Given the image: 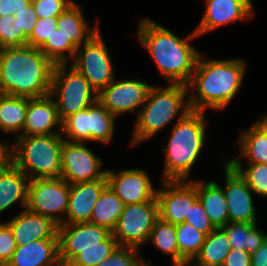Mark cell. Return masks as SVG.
Returning a JSON list of instances; mask_svg holds the SVG:
<instances>
[{"instance_id":"1","label":"cell","mask_w":267,"mask_h":266,"mask_svg":"<svg viewBox=\"0 0 267 266\" xmlns=\"http://www.w3.org/2000/svg\"><path fill=\"white\" fill-rule=\"evenodd\" d=\"M138 24V40L151 54L163 78L169 84L187 85L201 54L190 43L198 36L195 31L183 39L149 18H140Z\"/></svg>"},{"instance_id":"2","label":"cell","mask_w":267,"mask_h":266,"mask_svg":"<svg viewBox=\"0 0 267 266\" xmlns=\"http://www.w3.org/2000/svg\"><path fill=\"white\" fill-rule=\"evenodd\" d=\"M54 66L39 48L4 47L0 52V93L30 99L48 96Z\"/></svg>"},{"instance_id":"3","label":"cell","mask_w":267,"mask_h":266,"mask_svg":"<svg viewBox=\"0 0 267 266\" xmlns=\"http://www.w3.org/2000/svg\"><path fill=\"white\" fill-rule=\"evenodd\" d=\"M244 59H206L200 54L190 82L191 110L221 111L227 107L241 87L246 62ZM191 87H194L193 89Z\"/></svg>"},{"instance_id":"4","label":"cell","mask_w":267,"mask_h":266,"mask_svg":"<svg viewBox=\"0 0 267 266\" xmlns=\"http://www.w3.org/2000/svg\"><path fill=\"white\" fill-rule=\"evenodd\" d=\"M206 120L204 112L191 110L175 121L167 145L162 148L165 155L162 181L189 180L205 142Z\"/></svg>"},{"instance_id":"5","label":"cell","mask_w":267,"mask_h":266,"mask_svg":"<svg viewBox=\"0 0 267 266\" xmlns=\"http://www.w3.org/2000/svg\"><path fill=\"white\" fill-rule=\"evenodd\" d=\"M189 93L184 84H169L163 88L152 85L145 103L137 110L131 146L151 139L175 117L179 120L189 113Z\"/></svg>"},{"instance_id":"6","label":"cell","mask_w":267,"mask_h":266,"mask_svg":"<svg viewBox=\"0 0 267 266\" xmlns=\"http://www.w3.org/2000/svg\"><path fill=\"white\" fill-rule=\"evenodd\" d=\"M10 144V161L31 180L61 178L62 134L18 136Z\"/></svg>"},{"instance_id":"7","label":"cell","mask_w":267,"mask_h":266,"mask_svg":"<svg viewBox=\"0 0 267 266\" xmlns=\"http://www.w3.org/2000/svg\"><path fill=\"white\" fill-rule=\"evenodd\" d=\"M67 67L68 64H56L51 80L50 96H55L61 122L97 101V93L87 79L72 65Z\"/></svg>"},{"instance_id":"8","label":"cell","mask_w":267,"mask_h":266,"mask_svg":"<svg viewBox=\"0 0 267 266\" xmlns=\"http://www.w3.org/2000/svg\"><path fill=\"white\" fill-rule=\"evenodd\" d=\"M115 118L98 100L85 110L67 117L62 122V137L71 142L110 143L115 129ZM64 135V136H63Z\"/></svg>"},{"instance_id":"9","label":"cell","mask_w":267,"mask_h":266,"mask_svg":"<svg viewBox=\"0 0 267 266\" xmlns=\"http://www.w3.org/2000/svg\"><path fill=\"white\" fill-rule=\"evenodd\" d=\"M69 197L70 184L63 178H34L29 181L26 208L59 226L64 224Z\"/></svg>"},{"instance_id":"10","label":"cell","mask_w":267,"mask_h":266,"mask_svg":"<svg viewBox=\"0 0 267 266\" xmlns=\"http://www.w3.org/2000/svg\"><path fill=\"white\" fill-rule=\"evenodd\" d=\"M105 44L100 30L97 31L82 47H77L70 64L87 79L97 94L115 79L114 64Z\"/></svg>"},{"instance_id":"11","label":"cell","mask_w":267,"mask_h":266,"mask_svg":"<svg viewBox=\"0 0 267 266\" xmlns=\"http://www.w3.org/2000/svg\"><path fill=\"white\" fill-rule=\"evenodd\" d=\"M158 218L159 205L156 197L148 202L124 205L112 235L119 246L139 249L148 242Z\"/></svg>"},{"instance_id":"12","label":"cell","mask_w":267,"mask_h":266,"mask_svg":"<svg viewBox=\"0 0 267 266\" xmlns=\"http://www.w3.org/2000/svg\"><path fill=\"white\" fill-rule=\"evenodd\" d=\"M103 161L90 150L85 142H71L64 139L61 150L62 176L70 185L106 179Z\"/></svg>"},{"instance_id":"13","label":"cell","mask_w":267,"mask_h":266,"mask_svg":"<svg viewBox=\"0 0 267 266\" xmlns=\"http://www.w3.org/2000/svg\"><path fill=\"white\" fill-rule=\"evenodd\" d=\"M159 217L174 225L183 223L190 212V207L198 199L197 187L192 181H163L157 189Z\"/></svg>"},{"instance_id":"14","label":"cell","mask_w":267,"mask_h":266,"mask_svg":"<svg viewBox=\"0 0 267 266\" xmlns=\"http://www.w3.org/2000/svg\"><path fill=\"white\" fill-rule=\"evenodd\" d=\"M112 232L90 222L58 226L59 259L66 266L84 248L99 246Z\"/></svg>"},{"instance_id":"15","label":"cell","mask_w":267,"mask_h":266,"mask_svg":"<svg viewBox=\"0 0 267 266\" xmlns=\"http://www.w3.org/2000/svg\"><path fill=\"white\" fill-rule=\"evenodd\" d=\"M152 85L138 80L114 79L97 94V100L115 116L135 111L146 101Z\"/></svg>"},{"instance_id":"16","label":"cell","mask_w":267,"mask_h":266,"mask_svg":"<svg viewBox=\"0 0 267 266\" xmlns=\"http://www.w3.org/2000/svg\"><path fill=\"white\" fill-rule=\"evenodd\" d=\"M107 185L122 200L124 205L148 202L156 197L146 170L143 168L123 169L119 172L106 171Z\"/></svg>"},{"instance_id":"17","label":"cell","mask_w":267,"mask_h":266,"mask_svg":"<svg viewBox=\"0 0 267 266\" xmlns=\"http://www.w3.org/2000/svg\"><path fill=\"white\" fill-rule=\"evenodd\" d=\"M225 188L223 189L229 215V222L257 223L256 210L254 207V193L228 163L224 165Z\"/></svg>"},{"instance_id":"18","label":"cell","mask_w":267,"mask_h":266,"mask_svg":"<svg viewBox=\"0 0 267 266\" xmlns=\"http://www.w3.org/2000/svg\"><path fill=\"white\" fill-rule=\"evenodd\" d=\"M205 14L194 31L199 36L221 26L248 20L253 11L252 0H205Z\"/></svg>"},{"instance_id":"19","label":"cell","mask_w":267,"mask_h":266,"mask_svg":"<svg viewBox=\"0 0 267 266\" xmlns=\"http://www.w3.org/2000/svg\"><path fill=\"white\" fill-rule=\"evenodd\" d=\"M54 127H58L54 129ZM62 122L54 97L28 98L25 123L19 136H45L61 134Z\"/></svg>"},{"instance_id":"20","label":"cell","mask_w":267,"mask_h":266,"mask_svg":"<svg viewBox=\"0 0 267 266\" xmlns=\"http://www.w3.org/2000/svg\"><path fill=\"white\" fill-rule=\"evenodd\" d=\"M5 223L10 227L17 247L34 240L59 239L57 224L27 208Z\"/></svg>"},{"instance_id":"21","label":"cell","mask_w":267,"mask_h":266,"mask_svg":"<svg viewBox=\"0 0 267 266\" xmlns=\"http://www.w3.org/2000/svg\"><path fill=\"white\" fill-rule=\"evenodd\" d=\"M106 186L107 179L71 184L64 224L90 222L92 209Z\"/></svg>"},{"instance_id":"22","label":"cell","mask_w":267,"mask_h":266,"mask_svg":"<svg viewBox=\"0 0 267 266\" xmlns=\"http://www.w3.org/2000/svg\"><path fill=\"white\" fill-rule=\"evenodd\" d=\"M6 266H62L59 239L34 240L18 246Z\"/></svg>"},{"instance_id":"23","label":"cell","mask_w":267,"mask_h":266,"mask_svg":"<svg viewBox=\"0 0 267 266\" xmlns=\"http://www.w3.org/2000/svg\"><path fill=\"white\" fill-rule=\"evenodd\" d=\"M29 181L11 161L0 169V214L17 201L26 208Z\"/></svg>"},{"instance_id":"24","label":"cell","mask_w":267,"mask_h":266,"mask_svg":"<svg viewBox=\"0 0 267 266\" xmlns=\"http://www.w3.org/2000/svg\"><path fill=\"white\" fill-rule=\"evenodd\" d=\"M197 187V197L215 228L229 222L228 208L223 187L215 181L192 180Z\"/></svg>"},{"instance_id":"25","label":"cell","mask_w":267,"mask_h":266,"mask_svg":"<svg viewBox=\"0 0 267 266\" xmlns=\"http://www.w3.org/2000/svg\"><path fill=\"white\" fill-rule=\"evenodd\" d=\"M56 26L76 47L85 44L100 30L98 21L95 27L89 26L80 5L75 2L57 17Z\"/></svg>"},{"instance_id":"26","label":"cell","mask_w":267,"mask_h":266,"mask_svg":"<svg viewBox=\"0 0 267 266\" xmlns=\"http://www.w3.org/2000/svg\"><path fill=\"white\" fill-rule=\"evenodd\" d=\"M257 227V223L228 222L222 229L227 234L232 249L252 254L267 239V233Z\"/></svg>"},{"instance_id":"27","label":"cell","mask_w":267,"mask_h":266,"mask_svg":"<svg viewBox=\"0 0 267 266\" xmlns=\"http://www.w3.org/2000/svg\"><path fill=\"white\" fill-rule=\"evenodd\" d=\"M231 250L225 231L216 228L206 236L200 252L188 266H223Z\"/></svg>"},{"instance_id":"28","label":"cell","mask_w":267,"mask_h":266,"mask_svg":"<svg viewBox=\"0 0 267 266\" xmlns=\"http://www.w3.org/2000/svg\"><path fill=\"white\" fill-rule=\"evenodd\" d=\"M28 98L0 93V130L18 137L25 123Z\"/></svg>"},{"instance_id":"29","label":"cell","mask_w":267,"mask_h":266,"mask_svg":"<svg viewBox=\"0 0 267 266\" xmlns=\"http://www.w3.org/2000/svg\"><path fill=\"white\" fill-rule=\"evenodd\" d=\"M123 208L122 200L107 185L92 209L90 223L105 227L112 232L123 212Z\"/></svg>"},{"instance_id":"30","label":"cell","mask_w":267,"mask_h":266,"mask_svg":"<svg viewBox=\"0 0 267 266\" xmlns=\"http://www.w3.org/2000/svg\"><path fill=\"white\" fill-rule=\"evenodd\" d=\"M237 145L241 158L233 157L231 160L246 158L249 163H267V136L254 124L240 134Z\"/></svg>"},{"instance_id":"31","label":"cell","mask_w":267,"mask_h":266,"mask_svg":"<svg viewBox=\"0 0 267 266\" xmlns=\"http://www.w3.org/2000/svg\"><path fill=\"white\" fill-rule=\"evenodd\" d=\"M148 241L162 253L171 256L172 266H180L176 225L166 222L159 217L155 221Z\"/></svg>"},{"instance_id":"32","label":"cell","mask_w":267,"mask_h":266,"mask_svg":"<svg viewBox=\"0 0 267 266\" xmlns=\"http://www.w3.org/2000/svg\"><path fill=\"white\" fill-rule=\"evenodd\" d=\"M176 235L180 266H188L200 252L206 235L187 222L176 225Z\"/></svg>"},{"instance_id":"33","label":"cell","mask_w":267,"mask_h":266,"mask_svg":"<svg viewBox=\"0 0 267 266\" xmlns=\"http://www.w3.org/2000/svg\"><path fill=\"white\" fill-rule=\"evenodd\" d=\"M39 49L56 65L69 64L68 60L74 59L77 47L57 28Z\"/></svg>"},{"instance_id":"34","label":"cell","mask_w":267,"mask_h":266,"mask_svg":"<svg viewBox=\"0 0 267 266\" xmlns=\"http://www.w3.org/2000/svg\"><path fill=\"white\" fill-rule=\"evenodd\" d=\"M228 163L245 180L254 193L267 198V163H248L247 168L243 167V162L240 160H229Z\"/></svg>"},{"instance_id":"35","label":"cell","mask_w":267,"mask_h":266,"mask_svg":"<svg viewBox=\"0 0 267 266\" xmlns=\"http://www.w3.org/2000/svg\"><path fill=\"white\" fill-rule=\"evenodd\" d=\"M112 233L99 246L84 248L66 266H97L107 259L118 247Z\"/></svg>"},{"instance_id":"36","label":"cell","mask_w":267,"mask_h":266,"mask_svg":"<svg viewBox=\"0 0 267 266\" xmlns=\"http://www.w3.org/2000/svg\"><path fill=\"white\" fill-rule=\"evenodd\" d=\"M138 254L137 248L118 246L107 259L97 266H152Z\"/></svg>"},{"instance_id":"37","label":"cell","mask_w":267,"mask_h":266,"mask_svg":"<svg viewBox=\"0 0 267 266\" xmlns=\"http://www.w3.org/2000/svg\"><path fill=\"white\" fill-rule=\"evenodd\" d=\"M12 15L0 16V41L4 47L27 45V37L17 33Z\"/></svg>"},{"instance_id":"38","label":"cell","mask_w":267,"mask_h":266,"mask_svg":"<svg viewBox=\"0 0 267 266\" xmlns=\"http://www.w3.org/2000/svg\"><path fill=\"white\" fill-rule=\"evenodd\" d=\"M56 25L57 17L38 19L31 35L27 38V45L40 48L57 29Z\"/></svg>"},{"instance_id":"39","label":"cell","mask_w":267,"mask_h":266,"mask_svg":"<svg viewBox=\"0 0 267 266\" xmlns=\"http://www.w3.org/2000/svg\"><path fill=\"white\" fill-rule=\"evenodd\" d=\"M73 3V0H32L38 19L58 17Z\"/></svg>"},{"instance_id":"40","label":"cell","mask_w":267,"mask_h":266,"mask_svg":"<svg viewBox=\"0 0 267 266\" xmlns=\"http://www.w3.org/2000/svg\"><path fill=\"white\" fill-rule=\"evenodd\" d=\"M184 222L189 223L206 236L216 229L198 199L190 207V212Z\"/></svg>"},{"instance_id":"41","label":"cell","mask_w":267,"mask_h":266,"mask_svg":"<svg viewBox=\"0 0 267 266\" xmlns=\"http://www.w3.org/2000/svg\"><path fill=\"white\" fill-rule=\"evenodd\" d=\"M16 248L10 227L5 222L0 223V266H6Z\"/></svg>"},{"instance_id":"42","label":"cell","mask_w":267,"mask_h":266,"mask_svg":"<svg viewBox=\"0 0 267 266\" xmlns=\"http://www.w3.org/2000/svg\"><path fill=\"white\" fill-rule=\"evenodd\" d=\"M13 17L15 19L13 25L17 28V33H23L28 38L38 20L32 3L27 8L19 11L16 15H13Z\"/></svg>"},{"instance_id":"43","label":"cell","mask_w":267,"mask_h":266,"mask_svg":"<svg viewBox=\"0 0 267 266\" xmlns=\"http://www.w3.org/2000/svg\"><path fill=\"white\" fill-rule=\"evenodd\" d=\"M31 3L32 0H0V16L16 15Z\"/></svg>"},{"instance_id":"44","label":"cell","mask_w":267,"mask_h":266,"mask_svg":"<svg viewBox=\"0 0 267 266\" xmlns=\"http://www.w3.org/2000/svg\"><path fill=\"white\" fill-rule=\"evenodd\" d=\"M223 266H251V254L247 251L232 249Z\"/></svg>"},{"instance_id":"45","label":"cell","mask_w":267,"mask_h":266,"mask_svg":"<svg viewBox=\"0 0 267 266\" xmlns=\"http://www.w3.org/2000/svg\"><path fill=\"white\" fill-rule=\"evenodd\" d=\"M251 266H267V239L258 250L251 254Z\"/></svg>"},{"instance_id":"46","label":"cell","mask_w":267,"mask_h":266,"mask_svg":"<svg viewBox=\"0 0 267 266\" xmlns=\"http://www.w3.org/2000/svg\"><path fill=\"white\" fill-rule=\"evenodd\" d=\"M10 142L3 144L0 141V169L4 168L10 162Z\"/></svg>"},{"instance_id":"47","label":"cell","mask_w":267,"mask_h":266,"mask_svg":"<svg viewBox=\"0 0 267 266\" xmlns=\"http://www.w3.org/2000/svg\"><path fill=\"white\" fill-rule=\"evenodd\" d=\"M253 124L267 136V114L259 118Z\"/></svg>"},{"instance_id":"48","label":"cell","mask_w":267,"mask_h":266,"mask_svg":"<svg viewBox=\"0 0 267 266\" xmlns=\"http://www.w3.org/2000/svg\"><path fill=\"white\" fill-rule=\"evenodd\" d=\"M4 49V46L1 44V41H0V52Z\"/></svg>"}]
</instances>
